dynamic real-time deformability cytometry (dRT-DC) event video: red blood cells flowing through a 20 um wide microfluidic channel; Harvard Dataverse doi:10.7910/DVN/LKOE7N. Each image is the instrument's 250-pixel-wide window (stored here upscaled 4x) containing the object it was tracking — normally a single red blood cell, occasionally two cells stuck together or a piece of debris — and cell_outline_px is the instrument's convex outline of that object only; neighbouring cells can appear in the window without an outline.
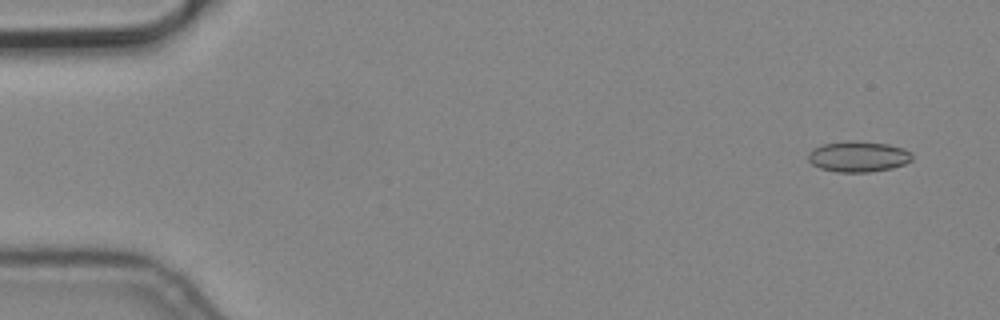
{"species": "common noctule bat (a hibernating species)", "species_latin": "Nyctalus noctula", "temperature_condition": "cold", "stored_images_in_passage": 6, "camera_frame_rate_fps": 3000, "um_per_image_px": 0.085, "animal": {"sex": "male", "body_mass_g": 19.2, "forearm_length_mm": 51.8}, "frame": {"image": 1, "passage_image": 1, "time_ms": 0.0, "image_size_px": [1000, 320], "cell_outline_px": [[912, 160], [904, 164], [892, 168], [868, 172], [836, 172], [820, 168], [812, 164], [808, 160], [808, 152], [812, 148], [824, 144], [852, 140], [888, 144], [904, 148], [912, 152]], "centroid_in_image_um": [72.95, 13.3], "position_along_channel_um": 12.0, "area_um2": 18.73}}
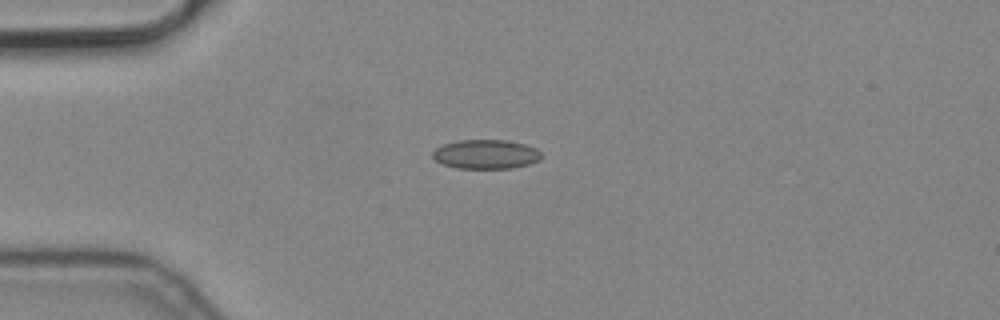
{"frame": {"image": 2, "passage_image": 4, "time_ms": 1.0, "image_size_px": [1000, 320], "cell_outline_px": [[540, 160], [528, 164], [512, 168], [456, 168], [444, 164], [436, 160], [432, 156], [432, 152], [436, 148], [444, 144], [460, 140], [508, 140], [524, 144], [536, 148], [540, 152]], "centroid_in_image_um": [41.3, 13.11], "position_along_channel_um": 43.7, "area_um2": 18.38}}
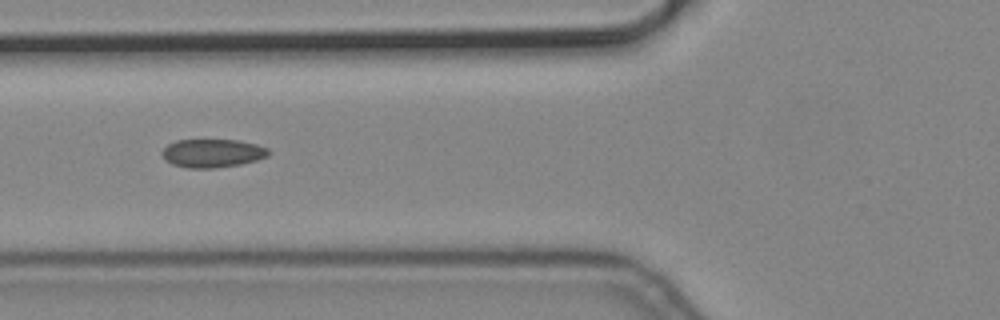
{"frame": {"image": 3, "passage_image": 6, "time_ms": 1.667, "image_size_px": [1000, 320], "cell_outline_px": [[268, 156], [256, 160], [240, 164], [212, 168], [188, 168], [172, 164], [160, 152], [168, 144], [176, 140], [236, 140], [256, 144], [268, 148]], "centroid_in_image_um": [18.05, 13.01], "position_along_channel_um": 107.8, "area_um2": 17.4}}